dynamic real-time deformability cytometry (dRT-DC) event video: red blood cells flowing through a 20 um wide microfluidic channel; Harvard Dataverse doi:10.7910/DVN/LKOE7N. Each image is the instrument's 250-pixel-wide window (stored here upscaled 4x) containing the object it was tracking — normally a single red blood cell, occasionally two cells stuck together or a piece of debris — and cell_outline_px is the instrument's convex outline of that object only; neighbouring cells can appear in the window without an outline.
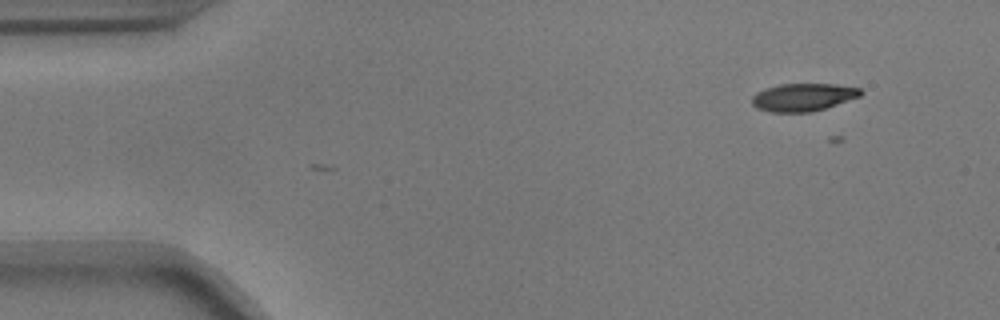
{"species": "common noctule bat (a hibernating species)", "species_latin": "Nyctalus noctula", "temperature_condition": "warm", "stored_images_in_passage": 3, "camera_frame_rate_fps": 3000, "um_per_image_px": 0.085, "animal": {"sex": "male", "body_mass_g": 17.9}, "frame": {"image": 1, "passage_image": 1, "time_ms": 0.0, "image_size_px": [1000, 320], "cell_outline_px": [[864, 92], [860, 96], [812, 112], [772, 112], [756, 108], [752, 104], [752, 96], [756, 92], [780, 84], [836, 84], [860, 88]], "centroid_in_image_um": [68.26, 8.26], "position_along_channel_um": 16.7, "area_um2": 17.46}}